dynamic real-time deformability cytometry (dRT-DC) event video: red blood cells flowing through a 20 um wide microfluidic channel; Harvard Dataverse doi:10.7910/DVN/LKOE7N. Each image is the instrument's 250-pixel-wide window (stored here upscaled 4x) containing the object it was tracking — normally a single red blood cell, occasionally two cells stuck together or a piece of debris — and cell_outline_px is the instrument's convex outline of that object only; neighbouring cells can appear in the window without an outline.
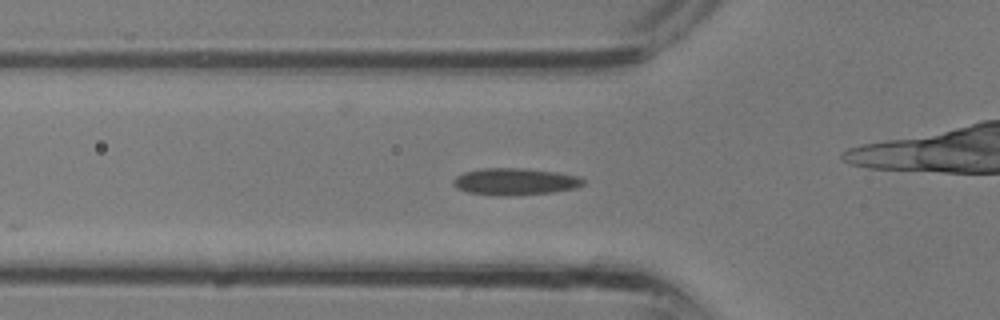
{"species": "common noctule bat (a hibernating species)", "species_latin": "Nyctalus noctula", "temperature_condition": "room temperature", "stored_images_in_passage": 17, "camera_frame_rate_fps": 3000, "um_per_image_px": 0.085, "animal": {"sex": "male", "body_mass_g": 13.3}, "frame": {"image": 1, "passage_image": 2, "time_ms": 0.333, "image_size_px": [1000, 320], "cell_outline_px": [[584, 184], [576, 188], [552, 192], [512, 196], [504, 196], [468, 192], [456, 188], [452, 184], [452, 180], [456, 176], [464, 172], [480, 168], [524, 168], [556, 172], [580, 176], [584, 180]], "centroid_in_image_um": [43.77, 15.43], "position_along_channel_um": 82.0, "area_um2": 20.52}}
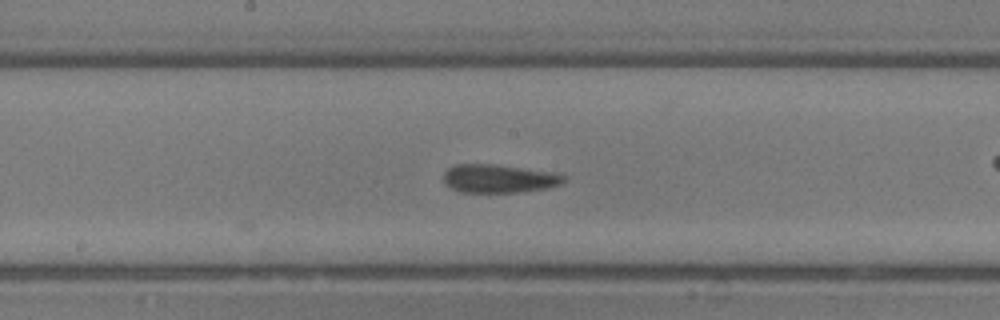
{"frame": {"image": 2, "passage_image": 8, "time_ms": 2.333, "image_size_px": [1000, 320], "cell_outline_px": [[564, 180], [560, 184], [548, 188], [516, 192], [460, 192], [444, 184], [444, 172], [448, 168], [456, 164], [496, 164], [560, 172], [564, 176]], "centroid_in_image_um": [42.43, 15.16], "position_along_channel_um": 205.8, "area_um2": 20.11}}
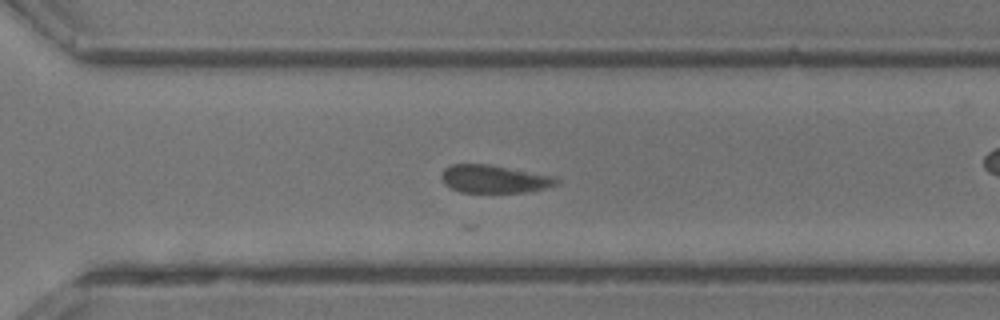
{"frame": {"image": 3, "passage_image": 14, "time_ms": 4.333, "image_size_px": [1000, 320], "cell_outline_px": [[560, 184], [528, 192], [460, 192], [444, 184], [440, 176], [444, 168], [452, 164], [488, 164], [556, 176], [560, 180]], "centroid_in_image_um": [42.03, 15.21], "position_along_channel_um": 328.6, "area_um2": 18.84}}